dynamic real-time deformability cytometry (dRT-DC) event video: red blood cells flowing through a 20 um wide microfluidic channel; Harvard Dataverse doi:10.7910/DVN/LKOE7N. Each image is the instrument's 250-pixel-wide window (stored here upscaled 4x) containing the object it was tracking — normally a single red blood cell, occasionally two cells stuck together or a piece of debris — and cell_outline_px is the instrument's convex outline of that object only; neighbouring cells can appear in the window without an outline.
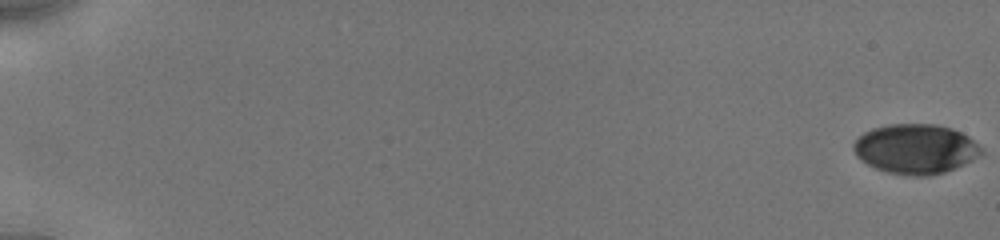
{"species": "human", "species_latin": "Homo sapiens", "temperature_condition": "cold", "stored_images_in_passage": 29, "camera_frame_rate_fps": 3000, "um_per_image_px": 0.085, "donor": {"sex": "male"}, "frame": {"image": 1, "passage_image": 1, "time_ms": 0.0, "image_size_px": [1000, 240], "cell_outline_px": [[984, 152], [980, 156], [956, 168], [932, 176], [904, 176], [888, 172], [876, 168], [860, 160], [856, 156], [852, 148], [852, 144], [864, 132], [872, 128], [888, 124], [936, 124], [952, 128], [968, 136], [984, 148]], "centroid_in_image_um": [77.84, 12.66], "position_along_channel_um": 7.2, "area_um2": 37.45}}
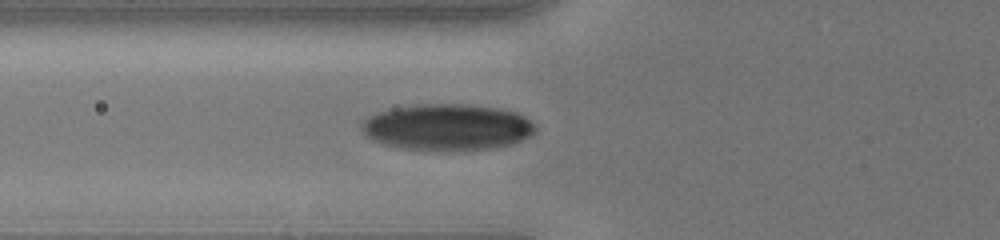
{"frame": {"image": 2, "passage_image": 21, "time_ms": 7.333, "image_size_px": [1000, 240], "cell_outline_px": [[536, 132], [520, 140], [496, 148], [444, 152], [396, 148], [372, 140], [360, 128], [360, 120], [376, 112], [392, 108], [416, 104], [468, 104], [500, 108], [516, 112], [532, 120], [536, 124]], "centroid_in_image_um": [37.99, 10.82], "position_along_channel_um": 87.8, "area_um2": 47.92}}
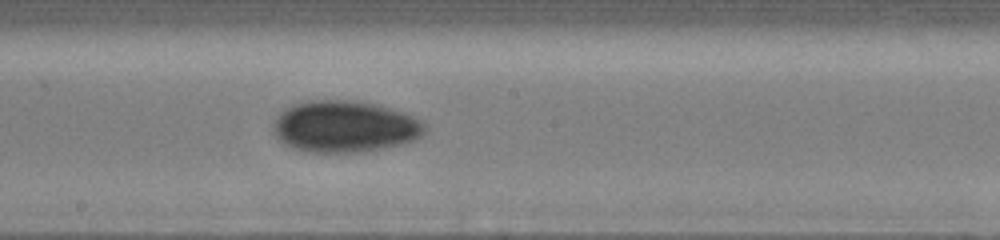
{"frame": {"image": 3, "passage_image": 29, "time_ms": 10.667, "image_size_px": [1000, 240], "cell_outline_px": [[428, 128], [416, 140], [400, 144], [360, 152], [308, 152], [292, 148], [284, 144], [272, 132], [272, 120], [284, 108], [292, 104], [304, 100], [352, 100], [376, 104], [404, 112], [420, 120]], "centroid_in_image_um": [29.24, 10.74], "position_along_channel_um": 219.0, "area_um2": 46.01}}